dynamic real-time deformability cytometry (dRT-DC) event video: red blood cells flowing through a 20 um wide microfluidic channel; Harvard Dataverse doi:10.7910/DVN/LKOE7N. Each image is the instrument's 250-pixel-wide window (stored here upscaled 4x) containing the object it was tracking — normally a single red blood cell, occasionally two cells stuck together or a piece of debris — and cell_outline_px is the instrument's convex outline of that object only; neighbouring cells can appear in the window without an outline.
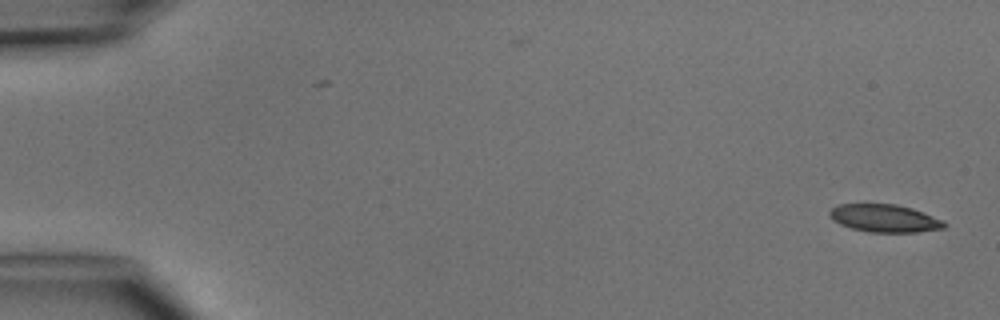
{"species": "common noctule bat (a hibernating species)", "species_latin": "Nyctalus noctula", "temperature_condition": "cold", "stored_images_in_passage": 2, "camera_frame_rate_fps": 3000, "um_per_image_px": 0.085, "animal": {"sex": "male", "body_mass_g": 15.6}, "frame": {"image": 1, "passage_image": 2, "time_ms": 1.0, "image_size_px": [1000, 320], "cell_outline_px": [[948, 224], [944, 228], [916, 232], [868, 232], [852, 228], [840, 224], [832, 220], [828, 212], [836, 204], [896, 204], [912, 208], [944, 220]], "centroid_in_image_um": [75.19, 18.55], "position_along_channel_um": 9.8, "area_um2": 18.61}}